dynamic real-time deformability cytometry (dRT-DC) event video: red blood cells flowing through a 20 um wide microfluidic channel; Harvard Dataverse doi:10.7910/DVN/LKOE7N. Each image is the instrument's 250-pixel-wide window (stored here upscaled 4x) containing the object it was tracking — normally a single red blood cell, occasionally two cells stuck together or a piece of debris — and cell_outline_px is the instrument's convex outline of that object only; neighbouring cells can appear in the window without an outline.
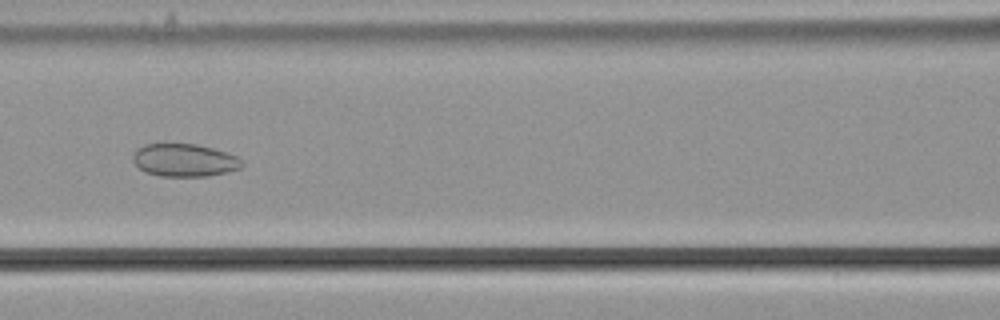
{"species": "common noctule bat (a hibernating species)", "species_latin": "Nyctalus noctula", "temperature_condition": "cold", "stored_images_in_passage": 40, "camera_frame_rate_fps": 3000, "um_per_image_px": 0.085, "animal": {"sex": "male", "body_mass_g": 21.5, "forearm_length_mm": 52.0}, "frame": {"image": 1, "passage_image": 12, "time_ms": 3.667, "image_size_px": [1000, 320], "cell_outline_px": [[244, 164], [240, 168], [208, 176], [160, 176], [144, 172], [132, 160], [132, 156], [136, 148], [144, 144], [196, 144], [212, 148], [236, 156]], "centroid_in_image_um": [15.62, 13.61], "position_along_channel_um": 151.0, "area_um2": 20.69}}
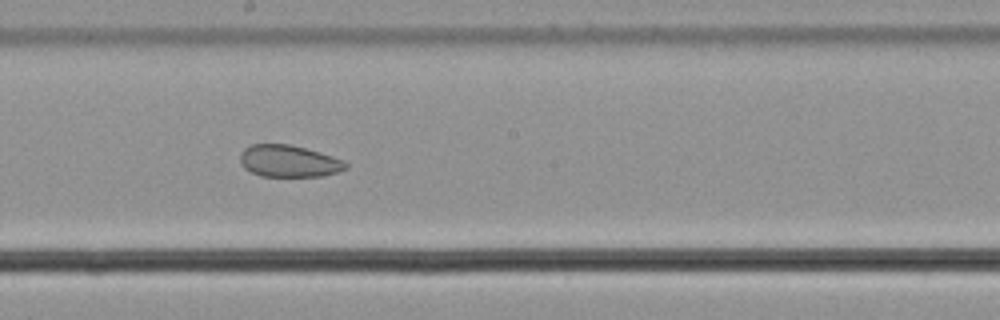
{"frame": {"image": 2, "passage_image": 18, "time_ms": 5.667, "image_size_px": [1000, 320], "cell_outline_px": [[348, 168], [324, 176], [260, 176], [244, 168], [240, 164], [240, 152], [244, 148], [252, 144], [288, 144], [304, 148], [332, 156], [344, 160], [348, 164]], "centroid_in_image_um": [24.53, 13.7], "position_along_channel_um": 223.7, "area_um2": 19.65}}
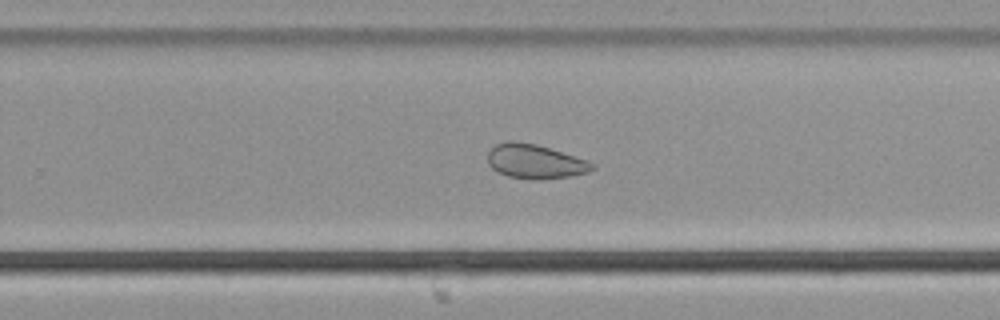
{"frame": {"image": 3, "passage_image": 23, "time_ms": 7.333, "image_size_px": [1000, 320], "cell_outline_px": [[596, 168], [588, 172], [572, 176], [540, 180], [532, 180], [508, 176], [496, 172], [488, 164], [488, 152], [496, 144], [508, 140], [512, 140], [536, 144], [588, 160], [596, 164]], "centroid_in_image_um": [45.49, 13.74], "position_along_channel_um": 284.3, "area_um2": 21.15}, "authors_computed_cell_mechanics": {"area_um2": 20.519, "velocity_mm_per_s": 3.6433, "shape_relaxation_time_tau1_ms": null, "shape_relaxation_time_tau2_ms": 5.3894, "deformation_change_tau1": null, "deformation_change_tau2": 0.1023}}